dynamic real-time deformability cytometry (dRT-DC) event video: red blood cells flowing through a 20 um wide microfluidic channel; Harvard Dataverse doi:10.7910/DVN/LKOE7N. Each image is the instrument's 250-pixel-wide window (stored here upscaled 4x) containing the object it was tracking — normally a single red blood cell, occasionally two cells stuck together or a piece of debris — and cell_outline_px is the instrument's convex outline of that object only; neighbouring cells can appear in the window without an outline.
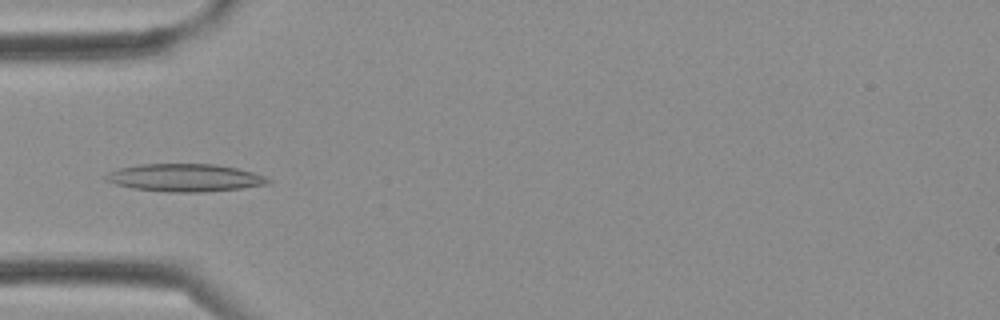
{"species": "Egyptian fruit bat (a non-hibernating species)", "species_latin": "Rousettus aegyptiacus", "temperature_condition": "cold", "stored_images_in_passage": 3, "camera_frame_rate_fps": 3000, "um_per_image_px": 0.085, "frame": {"image": 1, "passage_image": 3, "time_ms": 0.667, "image_size_px": [1000, 320], "cell_outline_px": [[272, 180], [268, 184], [240, 188], [200, 192], [168, 192], [132, 188], [116, 184], [104, 180], [104, 176], [108, 172], [120, 168], [140, 164], [216, 164], [236, 168], [252, 172], [264, 176]], "centroid_in_image_um": [15.69, 15.1], "position_along_channel_um": 69.3, "area_um2": 26.07}}